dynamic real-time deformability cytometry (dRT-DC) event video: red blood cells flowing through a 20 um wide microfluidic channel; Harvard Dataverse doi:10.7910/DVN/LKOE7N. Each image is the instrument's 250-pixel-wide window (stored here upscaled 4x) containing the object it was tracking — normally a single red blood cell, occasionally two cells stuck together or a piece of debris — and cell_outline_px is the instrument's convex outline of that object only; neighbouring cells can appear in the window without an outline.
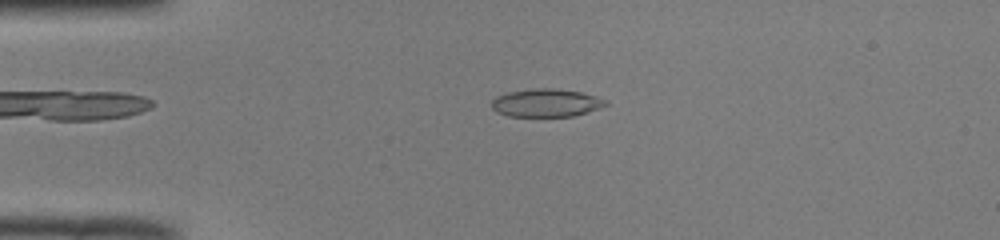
{"species": "common noctule bat (a hibernating species)", "species_latin": "Nyctalus noctula", "temperature_condition": "room temperature", "stored_images_in_passage": 48, "camera_frame_rate_fps": 3000, "um_per_image_px": 0.085, "animal": {"sex": "male", "body_mass_g": 19.0, "forearm_length_mm": 50.8}, "frame": {"image": 1, "passage_image": 9, "time_ms": 2.667, "image_size_px": [1000, 240], "cell_outline_px": [[608, 104], [600, 108], [588, 112], [572, 116], [508, 116], [496, 112], [492, 108], [492, 100], [496, 96], [508, 92], [532, 88], [556, 88], [580, 92], [596, 96], [608, 100]], "centroid_in_image_um": [46.43, 8.74], "position_along_channel_um": 38.6, "area_um2": 18.73}}
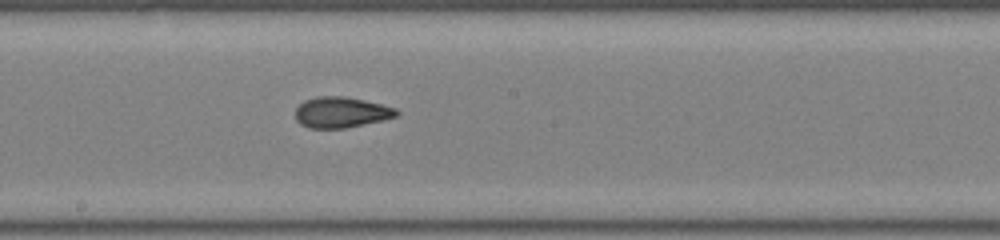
{"frame": {"image": 2, "passage_image": 25, "time_ms": 8.0, "image_size_px": [1000, 240], "cell_outline_px": [[400, 112], [396, 116], [384, 120], [344, 128], [308, 128], [300, 124], [296, 120], [296, 108], [304, 100], [316, 96], [348, 96], [396, 108]], "centroid_in_image_um": [28.99, 9.54], "position_along_channel_um": 219.2, "area_um2": 18.21}}
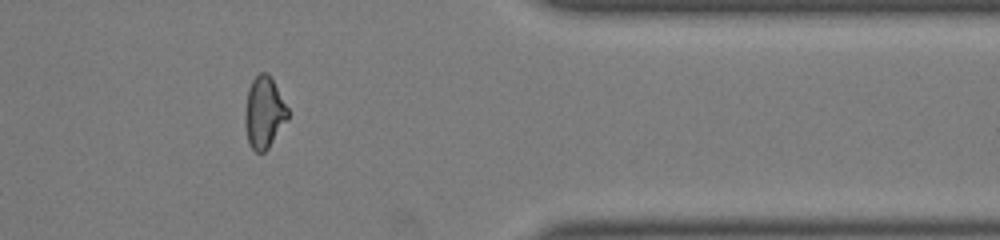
{"frame": {"image": 3, "passage_image": 39, "time_ms": 12.667, "image_size_px": [1000, 240], "cell_outline_px": [[288, 116], [268, 148], [264, 152], [256, 152], [248, 144], [244, 124], [244, 112], [248, 88], [252, 80], [260, 72], [268, 72], [288, 108]], "centroid_in_image_um": [22.4, 9.55], "position_along_channel_um": 389.0, "area_um2": 17.74}, "authors_computed_cell_mechanics": {"area_um2": 18.3515, "velocity_mm_per_s": 3.9993, "shape_relaxation_time_tau1_ms": 9.5207, "shape_relaxation_time_tau2_ms": 1.7014, "deformation_change_tau1": 0.2193, "deformation_change_tau2": 0.0774}}